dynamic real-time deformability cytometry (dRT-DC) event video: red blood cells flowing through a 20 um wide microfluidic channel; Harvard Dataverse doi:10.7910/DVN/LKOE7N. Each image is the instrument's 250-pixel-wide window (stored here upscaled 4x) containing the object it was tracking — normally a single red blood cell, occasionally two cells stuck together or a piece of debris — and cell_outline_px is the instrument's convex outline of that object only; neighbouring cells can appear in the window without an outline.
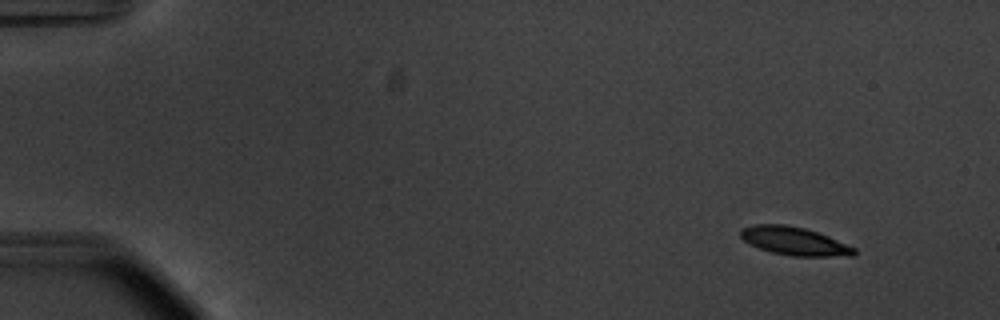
{"species": "common noctule bat (a hibernating species)", "species_latin": "Nyctalus noctula", "temperature_condition": "warm", "stored_images_in_passage": 55, "camera_frame_rate_fps": 3000, "um_per_image_px": 0.085, "animal": {"sex": "male", "body_mass_g": 20.1, "forearm_length_mm": 53.5}, "frame": {"image": 1, "passage_image": 5, "time_ms": 1.333, "image_size_px": [1000, 320], "cell_outline_px": [[856, 256], [792, 256], [772, 252], [760, 248], [744, 240], [740, 236], [740, 228], [752, 224], [784, 224], [804, 228], [828, 236], [856, 248]], "centroid_in_image_um": [67.52, 20.49], "position_along_channel_um": 17.5, "area_um2": 18.61}}
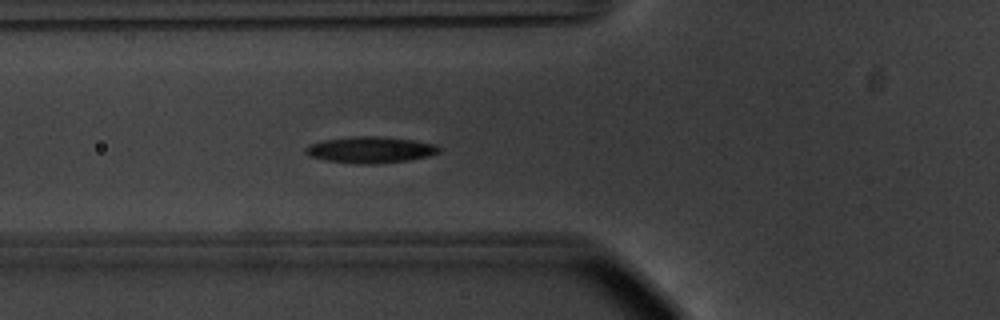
{"frame": {"image": 2, "passage_image": 21, "time_ms": 6.667, "image_size_px": [1000, 320], "cell_outline_px": [[440, 152], [428, 156], [408, 160], [380, 164], [360, 164], [324, 160], [308, 156], [304, 152], [304, 148], [308, 144], [324, 140], [352, 136], [380, 136], [412, 140], [436, 144], [440, 148]], "centroid_in_image_um": [31.45, 12.73], "position_along_channel_um": 94.4, "area_um2": 20.69}}
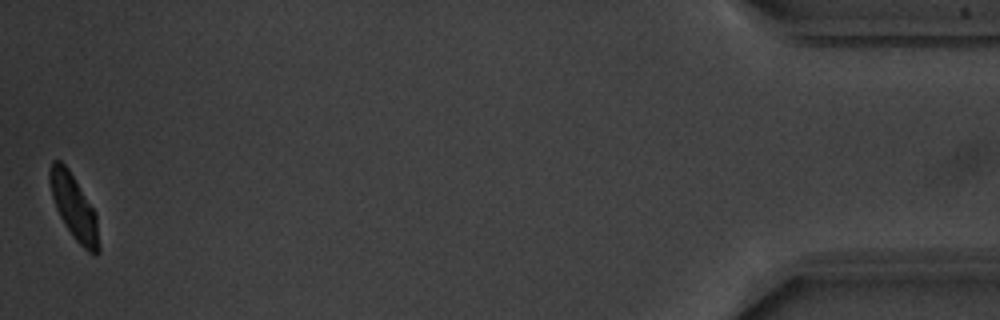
{"frame": {"image": 3, "passage_image": 55, "time_ms": 18.0, "image_size_px": [1000, 320], "cell_outline_px": [[100, 252], [96, 256], [88, 252], [72, 236], [64, 224], [56, 208], [52, 196], [48, 180], [48, 172], [52, 160], [60, 160], [68, 168], [96, 212], [100, 248]], "centroid_in_image_um": [6.29, 17.61], "position_along_channel_um": 428.9, "area_um2": 18.67}, "authors_computed_cell_mechanics": {"area_um2": 19.2474, "velocity_mm_per_s": 3.6922, "shape_relaxation_time_tau1_ms": 2.3688, "shape_relaxation_time_tau2_ms": 10.449, "deformation_change_tau1": 0.1394, "deformation_change_tau2": 0.0993}}